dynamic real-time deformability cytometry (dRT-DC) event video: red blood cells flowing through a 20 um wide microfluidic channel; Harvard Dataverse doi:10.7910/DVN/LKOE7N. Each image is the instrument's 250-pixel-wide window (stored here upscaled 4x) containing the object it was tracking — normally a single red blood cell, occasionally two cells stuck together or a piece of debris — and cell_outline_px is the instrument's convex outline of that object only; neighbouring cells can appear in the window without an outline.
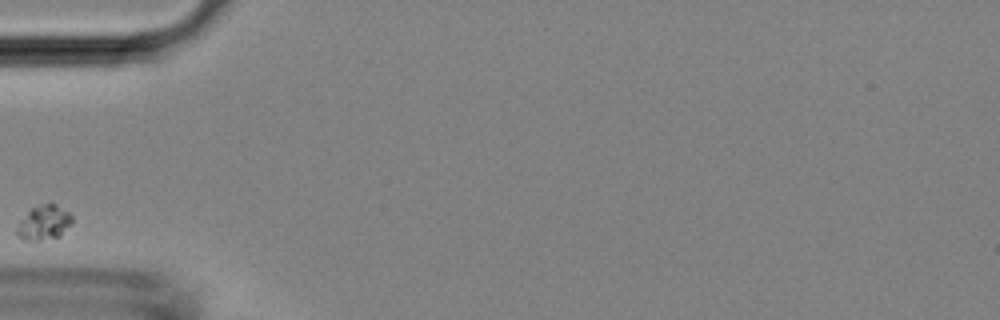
{"species": "Egyptian fruit bat (a non-hibernating species)", "species_latin": "Rousettus aegyptiacus", "temperature_condition": "room temperature", "stored_images_in_passage": 2, "camera_frame_rate_fps": 3000, "um_per_image_px": 0.085, "animal": {"sex": "female"}, "frame": {"image": 1, "passage_image": 1, "time_ms": 0.0, "image_size_px": [1000, 320], "cell_outline_px": [[72, 224], [60, 236], [40, 240], [24, 240], [16, 236], [16, 228], [20, 220], [32, 208], [40, 204], [52, 200], [68, 212], [72, 216]], "centroid_in_image_um": [3.74, 18.9], "position_along_channel_um": 81.3, "area_um2": 11.39}}
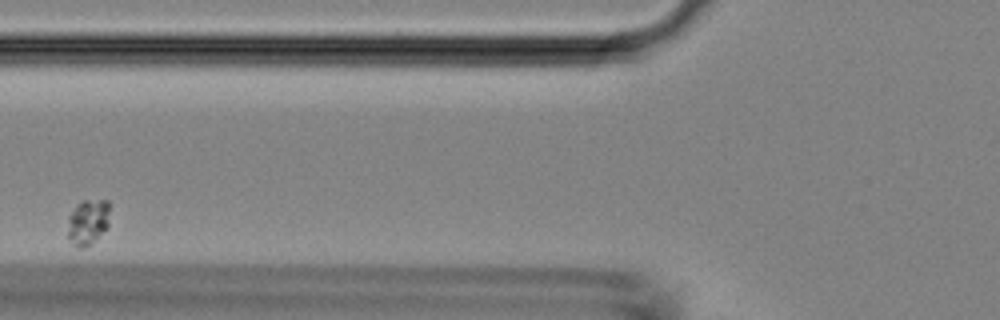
{"frame": {"image": 2, "passage_image": 2, "time_ms": 0.333, "image_size_px": [1000, 320], "cell_outline_px": [[112, 204], [108, 228], [92, 244], [84, 248], [76, 248], [72, 244], [68, 236], [68, 216], [84, 200], [108, 200]], "centroid_in_image_um": [7.54, 18.89], "position_along_channel_um": 118.3, "area_um2": 11.56}}